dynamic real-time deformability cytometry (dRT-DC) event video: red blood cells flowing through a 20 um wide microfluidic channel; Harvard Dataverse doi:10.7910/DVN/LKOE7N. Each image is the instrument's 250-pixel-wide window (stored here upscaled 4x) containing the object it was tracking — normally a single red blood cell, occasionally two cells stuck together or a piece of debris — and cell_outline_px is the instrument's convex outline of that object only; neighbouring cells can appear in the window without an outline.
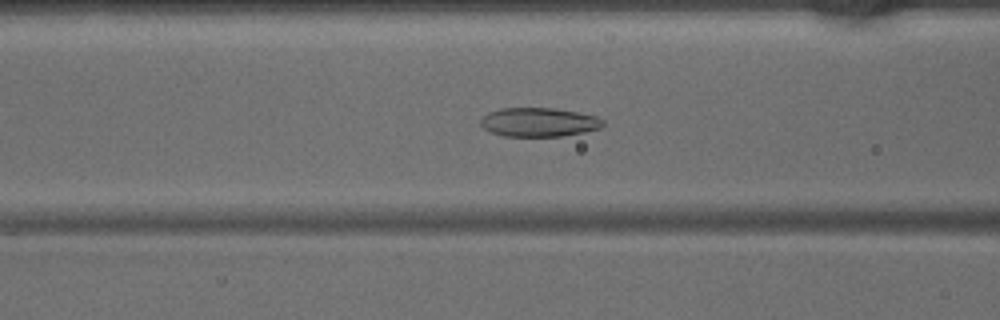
{"species": "common noctule bat (a hibernating species)", "species_latin": "Nyctalus noctula", "temperature_condition": "warm", "stored_images_in_passage": 45, "camera_frame_rate_fps": 3000, "um_per_image_px": 0.085, "animal": {"sex": "male", "body_mass_g": 15.6}, "frame": {"image": 1, "passage_image": 18, "time_ms": 5.667, "image_size_px": [1000, 320], "cell_outline_px": [[604, 124], [600, 128], [584, 132], [564, 136], [504, 136], [492, 132], [484, 128], [480, 124], [480, 120], [488, 112], [500, 108], [552, 108], [576, 112], [596, 116], [604, 120]], "centroid_in_image_um": [45.8, 10.38], "position_along_channel_um": 120.8, "area_um2": 20.58}}
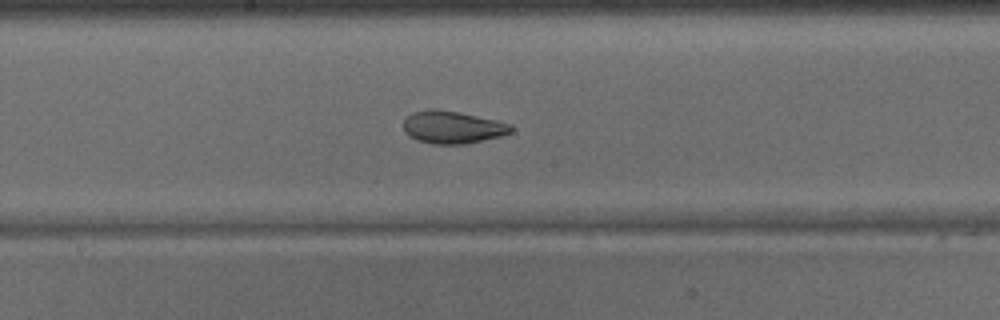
{"frame": {"image": 2, "passage_image": 24, "time_ms": 7.667, "image_size_px": [1000, 320], "cell_outline_px": [[516, 128], [512, 132], [500, 136], [464, 144], [432, 144], [416, 140], [408, 136], [404, 132], [404, 120], [412, 112], [432, 108], [460, 112], [496, 120], [512, 124]], "centroid_in_image_um": [38.47, 10.81], "position_along_channel_um": 209.7, "area_um2": 20.58}}
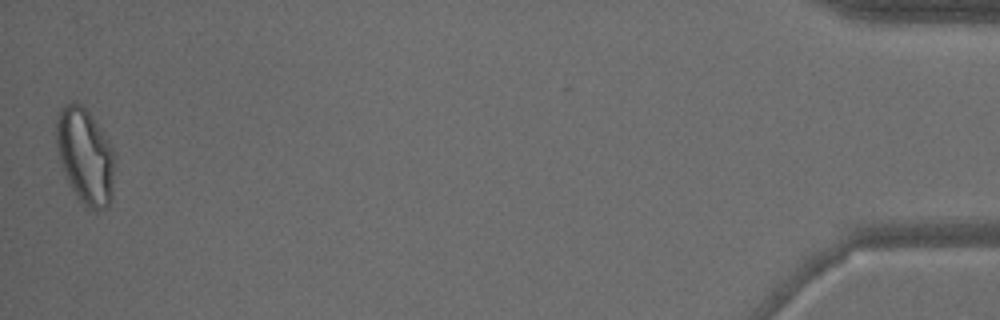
{"frame": {"image": 3, "passage_image": 45, "time_ms": 14.667, "image_size_px": [1000, 320], "cell_outline_px": [[112, 200], [104, 208], [96, 212], [92, 212], [84, 208], [68, 184], [60, 160], [56, 144], [56, 120], [60, 108], [76, 100], [88, 112], [100, 128], [112, 148]], "centroid_in_image_um": [7.2, 13.32], "position_along_channel_um": 428.0, "area_um2": 32.31}}